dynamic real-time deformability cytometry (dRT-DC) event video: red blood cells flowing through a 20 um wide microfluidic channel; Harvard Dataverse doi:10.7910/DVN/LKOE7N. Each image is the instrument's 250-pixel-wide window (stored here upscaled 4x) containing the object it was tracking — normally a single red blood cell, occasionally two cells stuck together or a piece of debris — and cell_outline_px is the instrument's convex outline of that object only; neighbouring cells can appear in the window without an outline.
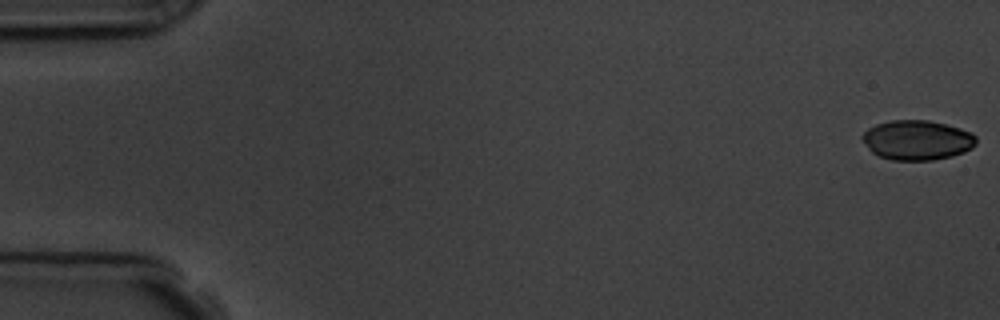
{"species": "common noctule bat (a hibernating species)", "species_latin": "Nyctalus noctula", "temperature_condition": "room temperature", "stored_images_in_passage": 5, "camera_frame_rate_fps": 3000, "um_per_image_px": 0.085, "animal": {"sex": "male", "body_mass_g": 19.5, "forearm_length_mm": 54.6}, "frame": {"image": 1, "passage_image": 1, "time_ms": 0.0, "image_size_px": [1000, 320], "cell_outline_px": [[976, 144], [972, 148], [964, 152], [952, 156], [932, 160], [892, 160], [880, 156], [872, 152], [868, 148], [860, 136], [868, 128], [876, 124], [892, 120], [928, 120], [960, 128], [972, 132], [976, 136]], "centroid_in_image_um": [77.96, 11.9], "position_along_channel_um": 7.0, "area_um2": 26.41}}
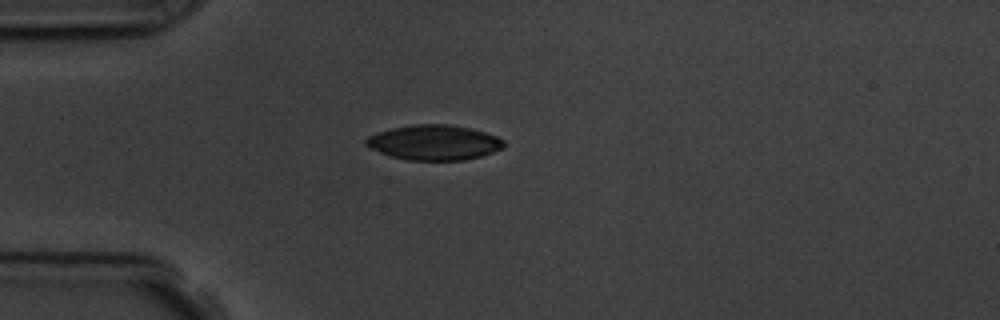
{"frame": {"image": 2, "passage_image": 5, "time_ms": 4.667, "image_size_px": [1000, 320], "cell_outline_px": [[504, 144], [500, 148], [492, 152], [480, 156], [464, 160], [408, 160], [388, 156], [364, 144], [364, 140], [368, 136], [376, 132], [392, 128], [412, 124], [448, 124], [472, 128], [496, 136], [504, 140]], "centroid_in_image_um": [36.86, 12.1], "position_along_channel_um": 48.1, "area_um2": 28.15}}